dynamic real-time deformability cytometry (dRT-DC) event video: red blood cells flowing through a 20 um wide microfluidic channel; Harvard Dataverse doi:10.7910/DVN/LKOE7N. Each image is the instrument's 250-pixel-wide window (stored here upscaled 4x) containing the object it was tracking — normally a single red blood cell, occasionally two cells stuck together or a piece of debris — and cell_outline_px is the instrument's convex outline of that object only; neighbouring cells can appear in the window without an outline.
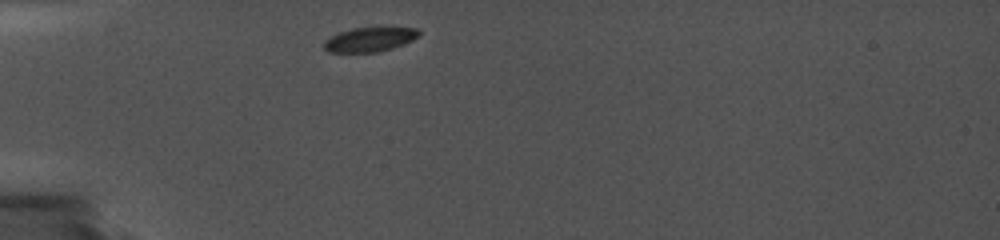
{"species": "common noctule bat (a hibernating species)", "species_latin": "Nyctalus noctula", "temperature_condition": "cold", "stored_images_in_passage": 6, "camera_frame_rate_fps": 5000, "um_per_image_px": 0.085, "animal": {"sex": "female", "body_mass_g": 19.0, "forearm_length_mm": 56.7}, "frame": {"image": 1, "passage_image": 1, "time_ms": 0.0, "image_size_px": [1000, 240], "cell_outline_px": [[420, 36], [404, 44], [380, 52], [328, 52], [324, 48], [324, 40], [340, 32], [352, 28], [416, 28], [420, 32]], "centroid_in_image_um": [31.43, 3.36], "position_along_channel_um": 53.6, "area_um2": 13.35}}
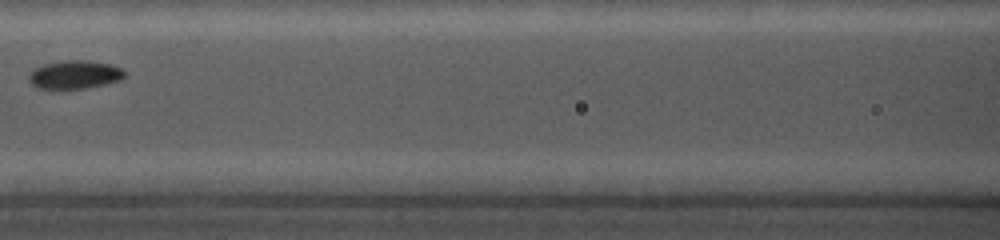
{"frame": {"image": 2, "passage_image": 6, "time_ms": 3.4, "image_size_px": [1000, 240], "cell_outline_px": [[124, 76], [120, 80], [104, 84], [84, 88], [60, 92], [36, 88], [28, 80], [28, 76], [32, 68], [44, 64], [68, 60], [88, 60], [112, 64], [120, 68], [124, 72]], "centroid_in_image_um": [6.26, 6.38], "position_along_channel_um": 160.3, "area_um2": 16.42}}